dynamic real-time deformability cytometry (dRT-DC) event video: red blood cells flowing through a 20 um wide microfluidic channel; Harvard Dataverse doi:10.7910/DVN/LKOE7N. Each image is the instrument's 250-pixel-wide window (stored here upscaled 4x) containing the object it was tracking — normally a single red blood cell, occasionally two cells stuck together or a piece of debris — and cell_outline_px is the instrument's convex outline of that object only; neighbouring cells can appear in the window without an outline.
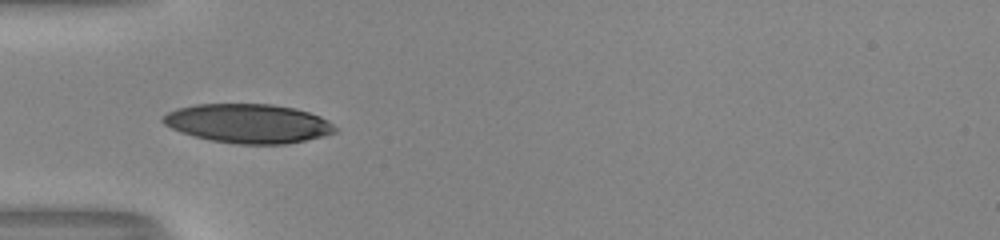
{"species": "human", "species_latin": "Homo sapiens", "temperature_condition": "room temperature", "stored_images_in_passage": 12, "camera_frame_rate_fps": 3000, "um_per_image_px": 0.085, "donor": {"sex": "male"}, "frame": {"image": 1, "passage_image": 3, "time_ms": 0.667, "image_size_px": [1000, 240], "cell_outline_px": [[336, 132], [324, 136], [284, 144], [236, 144], [212, 140], [180, 132], [164, 124], [160, 120], [168, 112], [176, 108], [196, 104], [272, 104], [296, 108], [320, 116], [328, 120], [336, 128]], "centroid_in_image_um": [21.1, 10.49], "position_along_channel_um": 63.9, "area_um2": 39.13}}
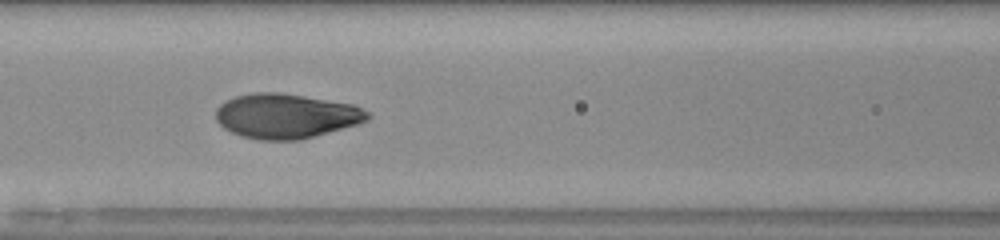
{"frame": {"image": 2, "passage_image": 9, "time_ms": 2.667, "image_size_px": [1000, 240], "cell_outline_px": [[372, 116], [368, 120], [356, 124], [300, 140], [260, 140], [240, 136], [224, 128], [216, 120], [216, 108], [220, 104], [236, 96], [252, 92], [280, 92], [352, 104], [368, 112]], "centroid_in_image_um": [24.28, 9.86], "position_along_channel_um": 142.3, "area_um2": 39.36}}